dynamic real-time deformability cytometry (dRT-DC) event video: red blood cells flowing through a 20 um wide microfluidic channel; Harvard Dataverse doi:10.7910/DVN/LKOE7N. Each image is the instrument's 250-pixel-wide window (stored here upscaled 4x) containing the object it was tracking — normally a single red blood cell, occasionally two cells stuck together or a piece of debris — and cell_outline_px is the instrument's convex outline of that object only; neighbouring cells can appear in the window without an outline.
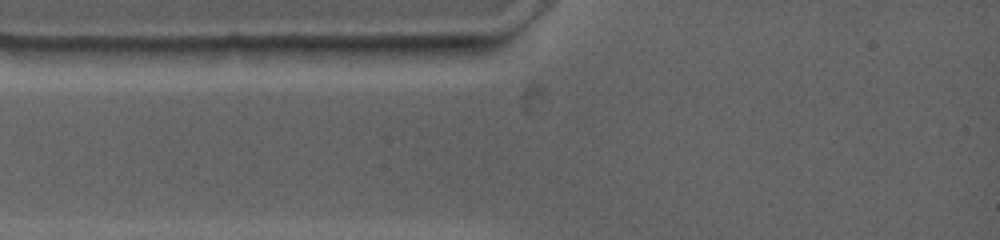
{"species": "common noctule bat (a hibernating species)", "species_latin": "Nyctalus noctula", "temperature_condition": "warm", "stored_images_in_passage": 4, "camera_frame_rate_fps": 4500, "um_per_image_px": 0.085, "animal": {"sex": "female", "body_mass_g": 19.0, "forearm_length_mm": 53.3}, "frame": {"image": 1, "passage_image": 3, "time_ms": 1.111, "image_size_px": [1000, 240], "cell_outline_px": [[272, 48], [260, 60], [180, 64], [124, 64], [116, 48], [232, 44]], "centroid_in_image_um": [16.27, 4.61], "position_along_channel_um": 68.7, "area_um2": 17.8}}